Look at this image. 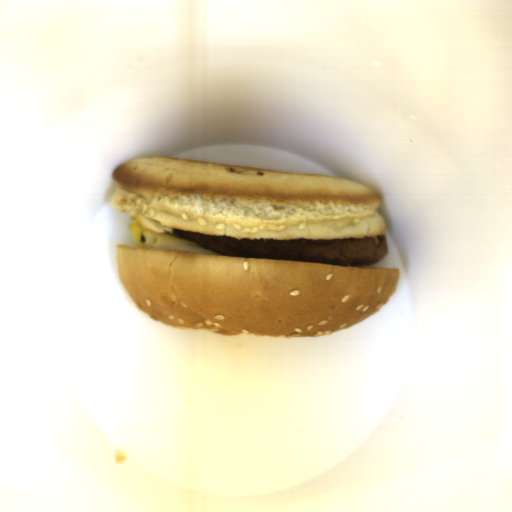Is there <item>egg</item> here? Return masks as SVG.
I'll return each instance as SVG.
<instances>
[{
	"label": "egg",
	"mask_w": 512,
	"mask_h": 512,
	"mask_svg": "<svg viewBox=\"0 0 512 512\" xmlns=\"http://www.w3.org/2000/svg\"><path fill=\"white\" fill-rule=\"evenodd\" d=\"M132 240L138 247L147 249H181L199 255H217L222 254L180 236L174 234H155L141 229L135 221L130 225Z\"/></svg>",
	"instance_id": "1"
}]
</instances>
